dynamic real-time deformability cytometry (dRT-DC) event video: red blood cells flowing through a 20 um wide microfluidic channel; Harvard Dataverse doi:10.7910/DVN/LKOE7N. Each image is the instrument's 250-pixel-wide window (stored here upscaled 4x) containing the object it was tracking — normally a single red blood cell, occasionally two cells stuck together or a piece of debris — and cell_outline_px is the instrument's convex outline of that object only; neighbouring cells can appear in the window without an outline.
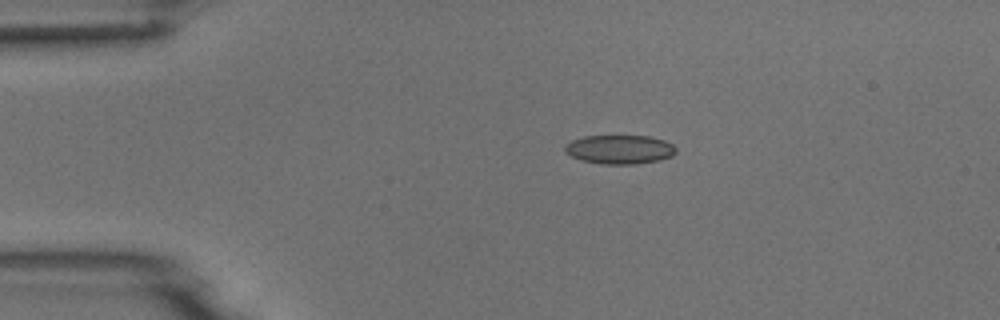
{"species": "common noctule bat (a hibernating species)", "species_latin": "Nyctalus noctula", "temperature_condition": "room temperature", "stored_images_in_passage": 6, "camera_frame_rate_fps": 3000, "um_per_image_px": 0.085, "animal": {"sex": "male", "body_mass_g": 18.8}, "frame": {"image": 1, "passage_image": 3, "time_ms": 2.333, "image_size_px": [1000, 320], "cell_outline_px": [[676, 152], [672, 156], [660, 160], [636, 164], [600, 164], [580, 160], [564, 152], [564, 144], [572, 140], [584, 136], [648, 136], [664, 140], [672, 144], [676, 148]], "centroid_in_image_um": [52.65, 12.71], "position_along_channel_um": 32.4, "area_um2": 18.9}}
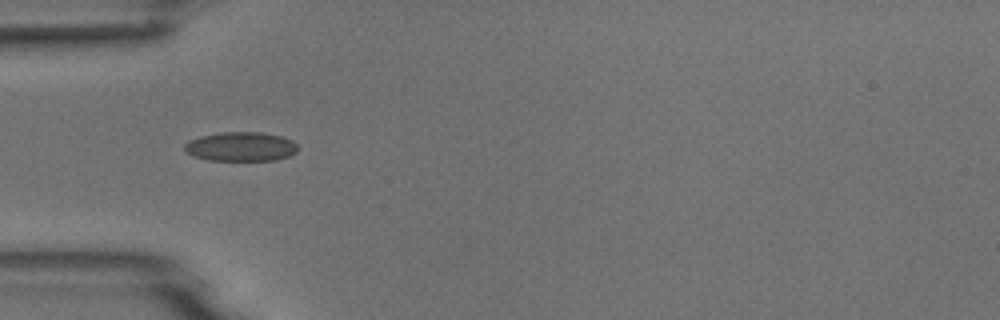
{"frame": {"image": 2, "passage_image": 5, "time_ms": 4.333, "image_size_px": [1000, 320], "cell_outline_px": [[300, 148], [296, 152], [288, 156], [276, 160], [208, 160], [192, 156], [184, 152], [184, 144], [188, 140], [200, 136], [220, 132], [260, 132], [280, 136], [292, 140]], "centroid_in_image_um": [20.44, 12.46], "position_along_channel_um": 64.6, "area_um2": 19.48}}